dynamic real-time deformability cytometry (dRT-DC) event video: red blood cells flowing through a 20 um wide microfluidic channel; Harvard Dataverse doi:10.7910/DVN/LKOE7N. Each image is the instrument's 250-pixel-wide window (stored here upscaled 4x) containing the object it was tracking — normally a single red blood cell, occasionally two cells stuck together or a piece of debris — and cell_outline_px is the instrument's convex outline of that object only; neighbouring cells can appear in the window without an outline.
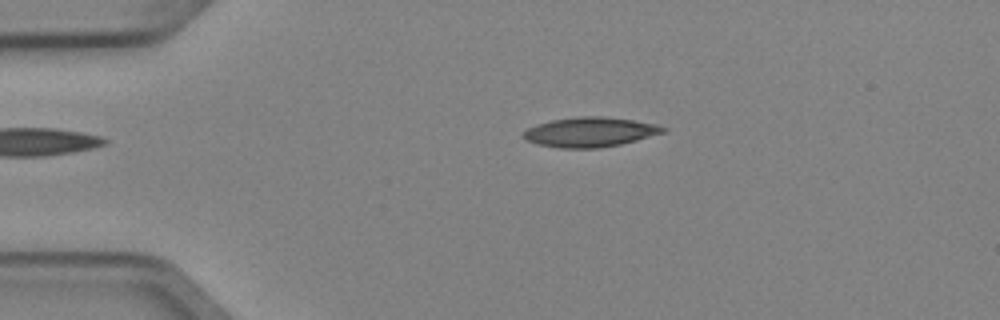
{"species": "Egyptian fruit bat (a non-hibernating species)", "species_latin": "Rousettus aegyptiacus", "temperature_condition": "cold", "stored_images_in_passage": 2, "camera_frame_rate_fps": 3000, "um_per_image_px": 0.085, "animal": {"sex": "female"}, "frame": {"image": 1, "passage_image": 1, "time_ms": 0.0, "image_size_px": [1000, 320], "cell_outline_px": [[668, 132], [620, 144], [596, 148], [560, 148], [536, 144], [524, 140], [520, 136], [528, 128], [536, 124], [552, 120], [580, 116], [600, 116], [632, 120], [656, 124], [668, 128]], "centroid_in_image_um": [50.14, 11.23], "position_along_channel_um": 34.9, "area_um2": 24.28}}